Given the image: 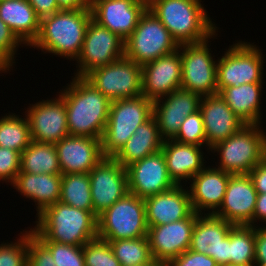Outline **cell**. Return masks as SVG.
<instances>
[{
	"instance_id": "27",
	"label": "cell",
	"mask_w": 266,
	"mask_h": 266,
	"mask_svg": "<svg viewBox=\"0 0 266 266\" xmlns=\"http://www.w3.org/2000/svg\"><path fill=\"white\" fill-rule=\"evenodd\" d=\"M25 198L33 200L37 215L60 201L61 174H31L19 172L11 185Z\"/></svg>"
},
{
	"instance_id": "11",
	"label": "cell",
	"mask_w": 266,
	"mask_h": 266,
	"mask_svg": "<svg viewBox=\"0 0 266 266\" xmlns=\"http://www.w3.org/2000/svg\"><path fill=\"white\" fill-rule=\"evenodd\" d=\"M209 41L210 39L196 44H182L178 47L182 60L181 88L193 91L201 97L218 93V59L213 58L212 50L208 46Z\"/></svg>"
},
{
	"instance_id": "52",
	"label": "cell",
	"mask_w": 266,
	"mask_h": 266,
	"mask_svg": "<svg viewBox=\"0 0 266 266\" xmlns=\"http://www.w3.org/2000/svg\"><path fill=\"white\" fill-rule=\"evenodd\" d=\"M254 266H266V263H255Z\"/></svg>"
},
{
	"instance_id": "13",
	"label": "cell",
	"mask_w": 266,
	"mask_h": 266,
	"mask_svg": "<svg viewBox=\"0 0 266 266\" xmlns=\"http://www.w3.org/2000/svg\"><path fill=\"white\" fill-rule=\"evenodd\" d=\"M93 212L98 216L128 192L126 168L113 157H104L89 172Z\"/></svg>"
},
{
	"instance_id": "31",
	"label": "cell",
	"mask_w": 266,
	"mask_h": 266,
	"mask_svg": "<svg viewBox=\"0 0 266 266\" xmlns=\"http://www.w3.org/2000/svg\"><path fill=\"white\" fill-rule=\"evenodd\" d=\"M20 172L62 174L55 145L32 140L21 152Z\"/></svg>"
},
{
	"instance_id": "14",
	"label": "cell",
	"mask_w": 266,
	"mask_h": 266,
	"mask_svg": "<svg viewBox=\"0 0 266 266\" xmlns=\"http://www.w3.org/2000/svg\"><path fill=\"white\" fill-rule=\"evenodd\" d=\"M28 107L25 115L33 141L55 144L69 135L66 105L59 94Z\"/></svg>"
},
{
	"instance_id": "38",
	"label": "cell",
	"mask_w": 266,
	"mask_h": 266,
	"mask_svg": "<svg viewBox=\"0 0 266 266\" xmlns=\"http://www.w3.org/2000/svg\"><path fill=\"white\" fill-rule=\"evenodd\" d=\"M19 236L16 242L0 244V266H27L28 230Z\"/></svg>"
},
{
	"instance_id": "36",
	"label": "cell",
	"mask_w": 266,
	"mask_h": 266,
	"mask_svg": "<svg viewBox=\"0 0 266 266\" xmlns=\"http://www.w3.org/2000/svg\"><path fill=\"white\" fill-rule=\"evenodd\" d=\"M85 266H121L108 241L93 239L83 245Z\"/></svg>"
},
{
	"instance_id": "6",
	"label": "cell",
	"mask_w": 266,
	"mask_h": 266,
	"mask_svg": "<svg viewBox=\"0 0 266 266\" xmlns=\"http://www.w3.org/2000/svg\"><path fill=\"white\" fill-rule=\"evenodd\" d=\"M153 115V101L141 95L111 102L101 139L104 157H114L135 130Z\"/></svg>"
},
{
	"instance_id": "35",
	"label": "cell",
	"mask_w": 266,
	"mask_h": 266,
	"mask_svg": "<svg viewBox=\"0 0 266 266\" xmlns=\"http://www.w3.org/2000/svg\"><path fill=\"white\" fill-rule=\"evenodd\" d=\"M105 241L109 242L114 256L121 266H141L154 260L148 237Z\"/></svg>"
},
{
	"instance_id": "40",
	"label": "cell",
	"mask_w": 266,
	"mask_h": 266,
	"mask_svg": "<svg viewBox=\"0 0 266 266\" xmlns=\"http://www.w3.org/2000/svg\"><path fill=\"white\" fill-rule=\"evenodd\" d=\"M23 43L0 18V73L11 71L15 63L17 49ZM20 45V46H19Z\"/></svg>"
},
{
	"instance_id": "23",
	"label": "cell",
	"mask_w": 266,
	"mask_h": 266,
	"mask_svg": "<svg viewBox=\"0 0 266 266\" xmlns=\"http://www.w3.org/2000/svg\"><path fill=\"white\" fill-rule=\"evenodd\" d=\"M231 175L213 166H207L196 174L189 181L190 186H187L193 211L198 214H214L223 203Z\"/></svg>"
},
{
	"instance_id": "39",
	"label": "cell",
	"mask_w": 266,
	"mask_h": 266,
	"mask_svg": "<svg viewBox=\"0 0 266 266\" xmlns=\"http://www.w3.org/2000/svg\"><path fill=\"white\" fill-rule=\"evenodd\" d=\"M52 254L55 266H85L83 246L40 241Z\"/></svg>"
},
{
	"instance_id": "1",
	"label": "cell",
	"mask_w": 266,
	"mask_h": 266,
	"mask_svg": "<svg viewBox=\"0 0 266 266\" xmlns=\"http://www.w3.org/2000/svg\"><path fill=\"white\" fill-rule=\"evenodd\" d=\"M60 91L66 105L69 135L102 139L111 101L84 77H73Z\"/></svg>"
},
{
	"instance_id": "20",
	"label": "cell",
	"mask_w": 266,
	"mask_h": 266,
	"mask_svg": "<svg viewBox=\"0 0 266 266\" xmlns=\"http://www.w3.org/2000/svg\"><path fill=\"white\" fill-rule=\"evenodd\" d=\"M182 60L180 51L161 56L142 66V95L151 101L181 88Z\"/></svg>"
},
{
	"instance_id": "3",
	"label": "cell",
	"mask_w": 266,
	"mask_h": 266,
	"mask_svg": "<svg viewBox=\"0 0 266 266\" xmlns=\"http://www.w3.org/2000/svg\"><path fill=\"white\" fill-rule=\"evenodd\" d=\"M91 19L90 7L78 10H59L41 19L38 36L29 47L76 61Z\"/></svg>"
},
{
	"instance_id": "17",
	"label": "cell",
	"mask_w": 266,
	"mask_h": 266,
	"mask_svg": "<svg viewBox=\"0 0 266 266\" xmlns=\"http://www.w3.org/2000/svg\"><path fill=\"white\" fill-rule=\"evenodd\" d=\"M125 168L128 192L140 198L145 199L176 186L169 176L162 151L135 161Z\"/></svg>"
},
{
	"instance_id": "4",
	"label": "cell",
	"mask_w": 266,
	"mask_h": 266,
	"mask_svg": "<svg viewBox=\"0 0 266 266\" xmlns=\"http://www.w3.org/2000/svg\"><path fill=\"white\" fill-rule=\"evenodd\" d=\"M201 2V0H160L149 10L169 30L178 45L196 44L217 36L216 32L219 29Z\"/></svg>"
},
{
	"instance_id": "25",
	"label": "cell",
	"mask_w": 266,
	"mask_h": 266,
	"mask_svg": "<svg viewBox=\"0 0 266 266\" xmlns=\"http://www.w3.org/2000/svg\"><path fill=\"white\" fill-rule=\"evenodd\" d=\"M144 203L148 227L176 222L193 212L190 194L184 184L149 196L144 199Z\"/></svg>"
},
{
	"instance_id": "37",
	"label": "cell",
	"mask_w": 266,
	"mask_h": 266,
	"mask_svg": "<svg viewBox=\"0 0 266 266\" xmlns=\"http://www.w3.org/2000/svg\"><path fill=\"white\" fill-rule=\"evenodd\" d=\"M173 140L182 144L207 147L203 118L200 110L188 115ZM206 144V145H205Z\"/></svg>"
},
{
	"instance_id": "41",
	"label": "cell",
	"mask_w": 266,
	"mask_h": 266,
	"mask_svg": "<svg viewBox=\"0 0 266 266\" xmlns=\"http://www.w3.org/2000/svg\"><path fill=\"white\" fill-rule=\"evenodd\" d=\"M21 153L9 148L0 147V182L12 185L20 172Z\"/></svg>"
},
{
	"instance_id": "7",
	"label": "cell",
	"mask_w": 266,
	"mask_h": 266,
	"mask_svg": "<svg viewBox=\"0 0 266 266\" xmlns=\"http://www.w3.org/2000/svg\"><path fill=\"white\" fill-rule=\"evenodd\" d=\"M98 238L102 240L147 237L144 199L127 193L97 217Z\"/></svg>"
},
{
	"instance_id": "28",
	"label": "cell",
	"mask_w": 266,
	"mask_h": 266,
	"mask_svg": "<svg viewBox=\"0 0 266 266\" xmlns=\"http://www.w3.org/2000/svg\"><path fill=\"white\" fill-rule=\"evenodd\" d=\"M0 18L23 43L30 46L37 38L41 19L27 0L0 2Z\"/></svg>"
},
{
	"instance_id": "45",
	"label": "cell",
	"mask_w": 266,
	"mask_h": 266,
	"mask_svg": "<svg viewBox=\"0 0 266 266\" xmlns=\"http://www.w3.org/2000/svg\"><path fill=\"white\" fill-rule=\"evenodd\" d=\"M257 193H266V161L263 159L249 173Z\"/></svg>"
},
{
	"instance_id": "43",
	"label": "cell",
	"mask_w": 266,
	"mask_h": 266,
	"mask_svg": "<svg viewBox=\"0 0 266 266\" xmlns=\"http://www.w3.org/2000/svg\"><path fill=\"white\" fill-rule=\"evenodd\" d=\"M166 266H219V265L212 257L188 249L178 257H175Z\"/></svg>"
},
{
	"instance_id": "48",
	"label": "cell",
	"mask_w": 266,
	"mask_h": 266,
	"mask_svg": "<svg viewBox=\"0 0 266 266\" xmlns=\"http://www.w3.org/2000/svg\"><path fill=\"white\" fill-rule=\"evenodd\" d=\"M59 10H78L90 7L89 0H56Z\"/></svg>"
},
{
	"instance_id": "46",
	"label": "cell",
	"mask_w": 266,
	"mask_h": 266,
	"mask_svg": "<svg viewBox=\"0 0 266 266\" xmlns=\"http://www.w3.org/2000/svg\"><path fill=\"white\" fill-rule=\"evenodd\" d=\"M29 4L33 7L36 15L42 19L46 16H50L57 11L59 7L56 0H27Z\"/></svg>"
},
{
	"instance_id": "5",
	"label": "cell",
	"mask_w": 266,
	"mask_h": 266,
	"mask_svg": "<svg viewBox=\"0 0 266 266\" xmlns=\"http://www.w3.org/2000/svg\"><path fill=\"white\" fill-rule=\"evenodd\" d=\"M260 124H246L238 132L219 141L210 151L220 158L217 168L232 175L248 174L264 159L265 132Z\"/></svg>"
},
{
	"instance_id": "51",
	"label": "cell",
	"mask_w": 266,
	"mask_h": 266,
	"mask_svg": "<svg viewBox=\"0 0 266 266\" xmlns=\"http://www.w3.org/2000/svg\"><path fill=\"white\" fill-rule=\"evenodd\" d=\"M264 160L266 161V132L264 137Z\"/></svg>"
},
{
	"instance_id": "24",
	"label": "cell",
	"mask_w": 266,
	"mask_h": 266,
	"mask_svg": "<svg viewBox=\"0 0 266 266\" xmlns=\"http://www.w3.org/2000/svg\"><path fill=\"white\" fill-rule=\"evenodd\" d=\"M199 110L202 114L207 150L225 140L246 125L217 94L201 98Z\"/></svg>"
},
{
	"instance_id": "49",
	"label": "cell",
	"mask_w": 266,
	"mask_h": 266,
	"mask_svg": "<svg viewBox=\"0 0 266 266\" xmlns=\"http://www.w3.org/2000/svg\"><path fill=\"white\" fill-rule=\"evenodd\" d=\"M147 9L153 6L156 2L160 0H139Z\"/></svg>"
},
{
	"instance_id": "2",
	"label": "cell",
	"mask_w": 266,
	"mask_h": 266,
	"mask_svg": "<svg viewBox=\"0 0 266 266\" xmlns=\"http://www.w3.org/2000/svg\"><path fill=\"white\" fill-rule=\"evenodd\" d=\"M36 217V226L31 231L39 241L83 246L98 237V216L93 211L59 201L46 207Z\"/></svg>"
},
{
	"instance_id": "9",
	"label": "cell",
	"mask_w": 266,
	"mask_h": 266,
	"mask_svg": "<svg viewBox=\"0 0 266 266\" xmlns=\"http://www.w3.org/2000/svg\"><path fill=\"white\" fill-rule=\"evenodd\" d=\"M254 43L238 41L224 51L217 61L218 93L226 87L264 83V56Z\"/></svg>"
},
{
	"instance_id": "47",
	"label": "cell",
	"mask_w": 266,
	"mask_h": 266,
	"mask_svg": "<svg viewBox=\"0 0 266 266\" xmlns=\"http://www.w3.org/2000/svg\"><path fill=\"white\" fill-rule=\"evenodd\" d=\"M257 221L263 222L265 225L261 223V226L266 227V193H258L253 220L248 225L255 227Z\"/></svg>"
},
{
	"instance_id": "10",
	"label": "cell",
	"mask_w": 266,
	"mask_h": 266,
	"mask_svg": "<svg viewBox=\"0 0 266 266\" xmlns=\"http://www.w3.org/2000/svg\"><path fill=\"white\" fill-rule=\"evenodd\" d=\"M111 102L142 95V66L121 57L84 77Z\"/></svg>"
},
{
	"instance_id": "21",
	"label": "cell",
	"mask_w": 266,
	"mask_h": 266,
	"mask_svg": "<svg viewBox=\"0 0 266 266\" xmlns=\"http://www.w3.org/2000/svg\"><path fill=\"white\" fill-rule=\"evenodd\" d=\"M257 195L248 174L231 175L223 203L214 214L234 225H248L253 220Z\"/></svg>"
},
{
	"instance_id": "50",
	"label": "cell",
	"mask_w": 266,
	"mask_h": 266,
	"mask_svg": "<svg viewBox=\"0 0 266 266\" xmlns=\"http://www.w3.org/2000/svg\"><path fill=\"white\" fill-rule=\"evenodd\" d=\"M141 266H166V265L153 260L151 263L144 264V265H141Z\"/></svg>"
},
{
	"instance_id": "42",
	"label": "cell",
	"mask_w": 266,
	"mask_h": 266,
	"mask_svg": "<svg viewBox=\"0 0 266 266\" xmlns=\"http://www.w3.org/2000/svg\"><path fill=\"white\" fill-rule=\"evenodd\" d=\"M29 229L27 266H55L51 252L33 235L30 227Z\"/></svg>"
},
{
	"instance_id": "26",
	"label": "cell",
	"mask_w": 266,
	"mask_h": 266,
	"mask_svg": "<svg viewBox=\"0 0 266 266\" xmlns=\"http://www.w3.org/2000/svg\"><path fill=\"white\" fill-rule=\"evenodd\" d=\"M201 148L203 147L182 144L173 139L163 141L161 151L165 157L169 176L176 185H182L181 181L184 183L191 180L206 167Z\"/></svg>"
},
{
	"instance_id": "16",
	"label": "cell",
	"mask_w": 266,
	"mask_h": 266,
	"mask_svg": "<svg viewBox=\"0 0 266 266\" xmlns=\"http://www.w3.org/2000/svg\"><path fill=\"white\" fill-rule=\"evenodd\" d=\"M196 213L168 224L148 227L150 250L155 261L169 264L175 257L187 251L195 226Z\"/></svg>"
},
{
	"instance_id": "22",
	"label": "cell",
	"mask_w": 266,
	"mask_h": 266,
	"mask_svg": "<svg viewBox=\"0 0 266 266\" xmlns=\"http://www.w3.org/2000/svg\"><path fill=\"white\" fill-rule=\"evenodd\" d=\"M54 145L62 174L89 173L104 158L101 139L68 135Z\"/></svg>"
},
{
	"instance_id": "30",
	"label": "cell",
	"mask_w": 266,
	"mask_h": 266,
	"mask_svg": "<svg viewBox=\"0 0 266 266\" xmlns=\"http://www.w3.org/2000/svg\"><path fill=\"white\" fill-rule=\"evenodd\" d=\"M263 84L249 83L238 87L230 86L223 88L219 95L245 124H262L260 101Z\"/></svg>"
},
{
	"instance_id": "29",
	"label": "cell",
	"mask_w": 266,
	"mask_h": 266,
	"mask_svg": "<svg viewBox=\"0 0 266 266\" xmlns=\"http://www.w3.org/2000/svg\"><path fill=\"white\" fill-rule=\"evenodd\" d=\"M163 141L157 122L152 115L135 130L113 158L123 167H127L135 161L161 151Z\"/></svg>"
},
{
	"instance_id": "32",
	"label": "cell",
	"mask_w": 266,
	"mask_h": 266,
	"mask_svg": "<svg viewBox=\"0 0 266 266\" xmlns=\"http://www.w3.org/2000/svg\"><path fill=\"white\" fill-rule=\"evenodd\" d=\"M255 227L234 225L229 232V266H254Z\"/></svg>"
},
{
	"instance_id": "34",
	"label": "cell",
	"mask_w": 266,
	"mask_h": 266,
	"mask_svg": "<svg viewBox=\"0 0 266 266\" xmlns=\"http://www.w3.org/2000/svg\"><path fill=\"white\" fill-rule=\"evenodd\" d=\"M15 113L0 117V147L9 148L20 153L30 145L31 133L29 121Z\"/></svg>"
},
{
	"instance_id": "12",
	"label": "cell",
	"mask_w": 266,
	"mask_h": 266,
	"mask_svg": "<svg viewBox=\"0 0 266 266\" xmlns=\"http://www.w3.org/2000/svg\"><path fill=\"white\" fill-rule=\"evenodd\" d=\"M124 43L118 35L90 20L81 52L76 59L75 77H85L92 70L124 57Z\"/></svg>"
},
{
	"instance_id": "15",
	"label": "cell",
	"mask_w": 266,
	"mask_h": 266,
	"mask_svg": "<svg viewBox=\"0 0 266 266\" xmlns=\"http://www.w3.org/2000/svg\"><path fill=\"white\" fill-rule=\"evenodd\" d=\"M233 226L215 214L196 213L189 249L212 257L219 266H228L229 232Z\"/></svg>"
},
{
	"instance_id": "44",
	"label": "cell",
	"mask_w": 266,
	"mask_h": 266,
	"mask_svg": "<svg viewBox=\"0 0 266 266\" xmlns=\"http://www.w3.org/2000/svg\"><path fill=\"white\" fill-rule=\"evenodd\" d=\"M255 226V263H266V227Z\"/></svg>"
},
{
	"instance_id": "19",
	"label": "cell",
	"mask_w": 266,
	"mask_h": 266,
	"mask_svg": "<svg viewBox=\"0 0 266 266\" xmlns=\"http://www.w3.org/2000/svg\"><path fill=\"white\" fill-rule=\"evenodd\" d=\"M92 19L124 41L147 8L139 0H89Z\"/></svg>"
},
{
	"instance_id": "18",
	"label": "cell",
	"mask_w": 266,
	"mask_h": 266,
	"mask_svg": "<svg viewBox=\"0 0 266 266\" xmlns=\"http://www.w3.org/2000/svg\"><path fill=\"white\" fill-rule=\"evenodd\" d=\"M201 96L193 91L179 88L153 101V116L163 140L173 139L185 118L198 111Z\"/></svg>"
},
{
	"instance_id": "33",
	"label": "cell",
	"mask_w": 266,
	"mask_h": 266,
	"mask_svg": "<svg viewBox=\"0 0 266 266\" xmlns=\"http://www.w3.org/2000/svg\"><path fill=\"white\" fill-rule=\"evenodd\" d=\"M89 173L61 174L60 202L93 211Z\"/></svg>"
},
{
	"instance_id": "8",
	"label": "cell",
	"mask_w": 266,
	"mask_h": 266,
	"mask_svg": "<svg viewBox=\"0 0 266 266\" xmlns=\"http://www.w3.org/2000/svg\"><path fill=\"white\" fill-rule=\"evenodd\" d=\"M178 47L169 30L147 9L133 33L125 40L124 56L143 66L175 52Z\"/></svg>"
}]
</instances>
